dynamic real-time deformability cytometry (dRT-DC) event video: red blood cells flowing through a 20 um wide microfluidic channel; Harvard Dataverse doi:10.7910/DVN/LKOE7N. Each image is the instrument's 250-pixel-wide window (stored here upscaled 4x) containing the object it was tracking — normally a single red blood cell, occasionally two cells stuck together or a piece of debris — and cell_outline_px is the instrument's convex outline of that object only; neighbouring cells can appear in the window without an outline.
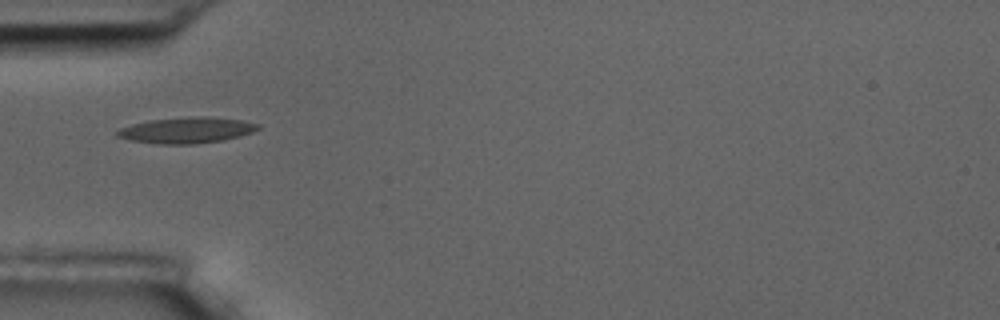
{"species": "common noctule bat (a hibernating species)", "species_latin": "Nyctalus noctula", "temperature_condition": "room temperature", "stored_images_in_passage": 11, "camera_frame_rate_fps": 3000, "um_per_image_px": 0.085, "animal": {"sex": "male", "body_mass_g": 17.5, "forearm_length_mm": 52.3}, "frame": {"image": 1, "passage_image": 1, "time_ms": 0.0, "image_size_px": [1000, 320], "cell_outline_px": [[260, 128], [252, 132], [240, 136], [224, 140], [196, 144], [156, 144], [132, 140], [116, 136], [112, 132], [120, 128], [132, 124], [148, 120], [192, 116], [204, 116], [240, 120], [260, 124]], "centroid_in_image_um": [15.83, 11.07], "position_along_channel_um": 69.2, "area_um2": 21.44}}
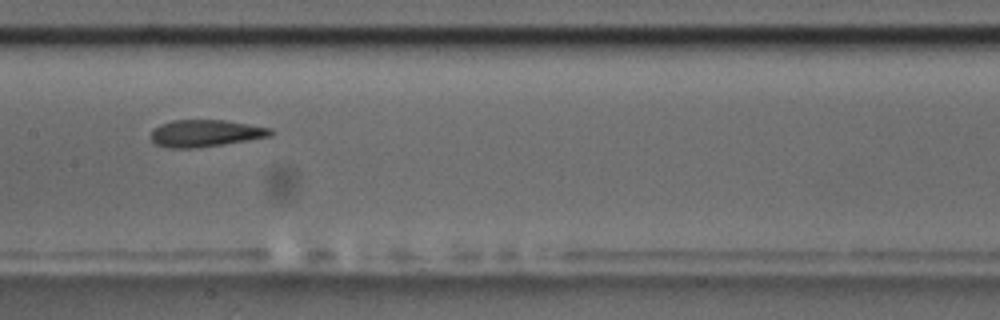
{"frame": {"image": 2, "passage_image": 4, "time_ms": 3.333, "image_size_px": [1000, 320], "cell_outline_px": [[272, 136], [248, 140], [196, 148], [168, 148], [156, 144], [152, 140], [152, 128], [160, 124], [172, 120], [224, 120], [272, 128]], "centroid_in_image_um": [17.45, 11.32], "position_along_channel_um": 190.0, "area_um2": 18.79}}
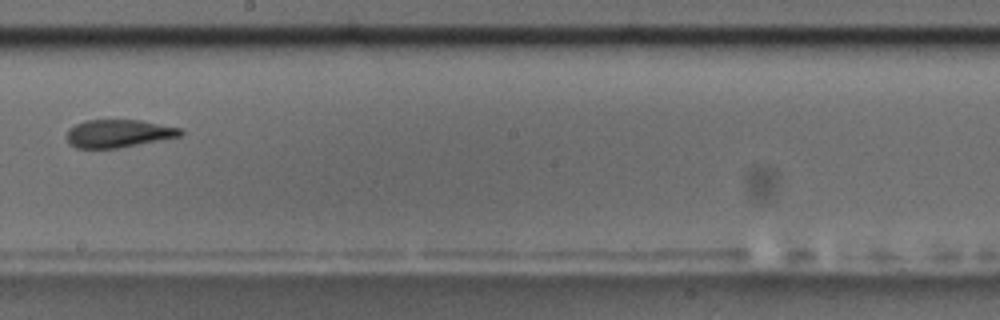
{"frame": {"image": 3, "passage_image": 5, "time_ms": 4.667, "image_size_px": [1000, 320], "cell_outline_px": [[184, 132], [180, 136], [120, 148], [76, 148], [68, 144], [68, 128], [84, 120], [140, 120], [184, 128]], "centroid_in_image_um": [10.09, 11.34], "position_along_channel_um": 238.1, "area_um2": 18.61}, "authors_computed_cell_mechanics": {"area_um2": 19.1896, "velocity_mm_per_s": 3.6301, "shape_relaxation_time_tau1_ms": null, "shape_relaxation_time_tau2_ms": 1.9677, "deformation_change_tau1": null, "deformation_change_tau2": 0.0779}}